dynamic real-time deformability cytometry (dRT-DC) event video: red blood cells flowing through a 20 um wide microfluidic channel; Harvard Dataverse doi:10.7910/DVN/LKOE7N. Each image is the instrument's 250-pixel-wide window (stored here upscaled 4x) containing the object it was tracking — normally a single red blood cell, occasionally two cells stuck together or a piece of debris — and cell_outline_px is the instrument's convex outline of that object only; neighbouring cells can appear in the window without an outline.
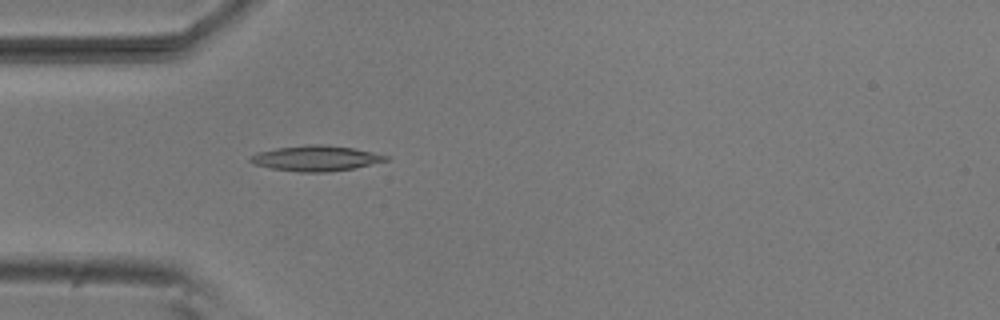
{"species": "common noctule bat (a hibernating species)", "species_latin": "Nyctalus noctula", "temperature_condition": "room temperature", "stored_images_in_passage": 52, "camera_frame_rate_fps": 3000, "um_per_image_px": 0.085, "animal": {"sex": "male", "body_mass_g": 20.5, "forearm_length_mm": 52.5}, "frame": {"image": 1, "passage_image": 15, "time_ms": 4.667, "image_size_px": [1000, 320], "cell_outline_px": [[388, 160], [352, 168], [328, 172], [300, 172], [272, 168], [252, 164], [248, 160], [256, 152], [276, 148], [308, 144], [324, 144], [352, 148], [372, 152], [388, 156]], "centroid_in_image_um": [26.8, 13.45], "position_along_channel_um": 58.2, "area_um2": 19.88}}
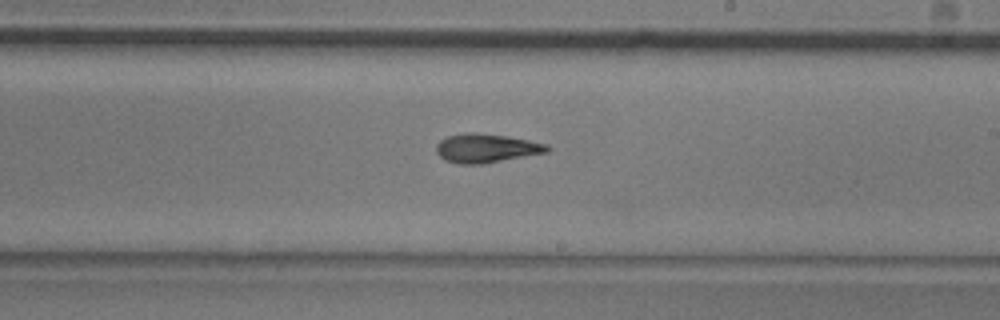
{"frame": {"image": 2, "passage_image": 30, "time_ms": 9.667, "image_size_px": [1000, 320], "cell_outline_px": [[552, 148], [548, 152], [480, 164], [456, 164], [444, 160], [436, 152], [436, 144], [440, 140], [448, 136], [468, 132], [476, 132], [508, 136], [548, 144]], "centroid_in_image_um": [41.32, 12.59], "position_along_channel_um": 247.7, "area_um2": 18.73}}
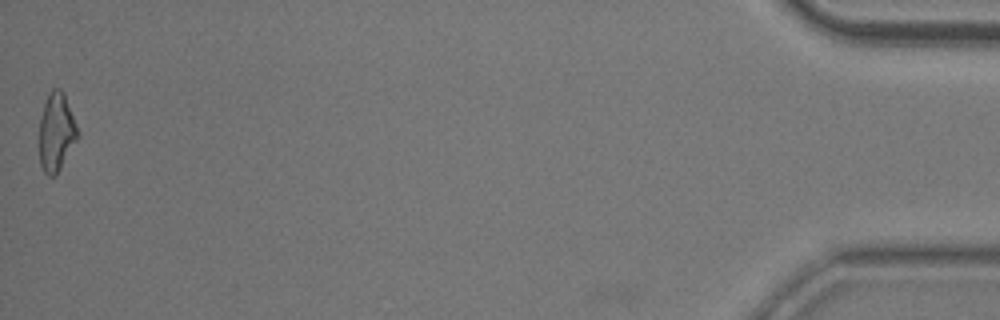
{"frame": {"image": 3, "passage_image": 52, "time_ms": 17.0, "image_size_px": [1000, 320], "cell_outline_px": [[80, 136], [60, 168], [52, 176], [48, 176], [44, 172], [40, 164], [40, 120], [44, 104], [52, 88], [60, 88], [64, 92], [80, 132]], "centroid_in_image_um": [4.82, 11.21], "position_along_channel_um": 430.4, "area_um2": 17.46}, "authors_computed_cell_mechanics": {"area_um2": 18.207, "velocity_mm_per_s": 3.8333, "shape_relaxation_time_tau1_ms": null, "shape_relaxation_time_tau2_ms": 3.9781, "deformation_change_tau1": null, "deformation_change_tau2": 0.1268}}